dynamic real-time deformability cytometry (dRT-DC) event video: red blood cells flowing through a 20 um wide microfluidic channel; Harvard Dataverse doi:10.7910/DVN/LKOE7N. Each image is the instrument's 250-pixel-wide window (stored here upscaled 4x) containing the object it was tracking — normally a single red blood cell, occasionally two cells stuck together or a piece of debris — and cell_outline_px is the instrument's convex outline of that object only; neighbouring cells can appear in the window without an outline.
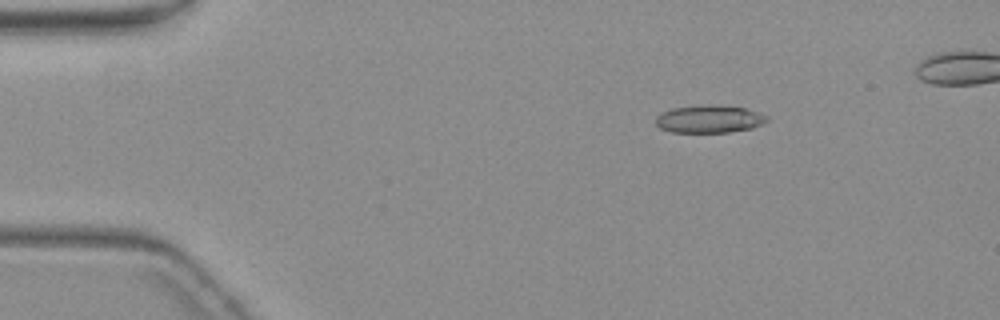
{"species": "common noctule bat (a hibernating species)", "species_latin": "Nyctalus noctula", "temperature_condition": "warm", "stored_images_in_passage": 4, "camera_frame_rate_fps": 3000, "um_per_image_px": 0.085, "animal": {"sex": "female", "body_mass_g": 19.3, "forearm_length_mm": 54.1}, "frame": {"image": 1, "passage_image": 1, "time_ms": 0.0, "image_size_px": [1000, 320], "cell_outline_px": [[768, 120], [764, 124], [752, 128], [728, 132], [672, 132], [660, 128], [656, 124], [656, 116], [672, 108], [700, 104], [720, 104], [744, 108], [768, 116]], "centroid_in_image_um": [60.3, 10.1], "position_along_channel_um": 24.7, "area_um2": 18.09}}
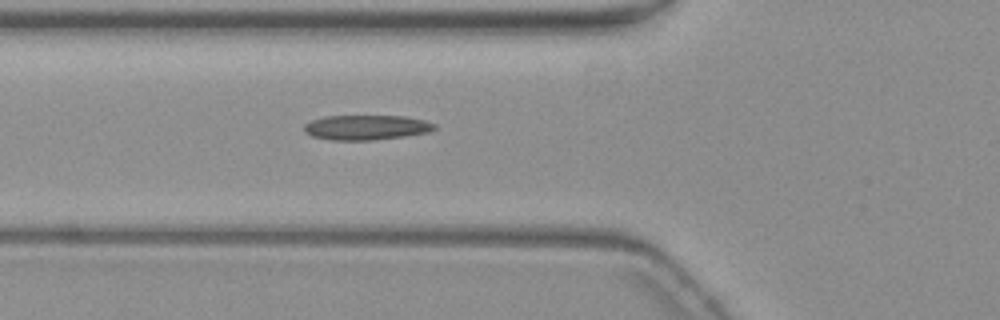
{"frame": {"image": 2, "passage_image": 4, "time_ms": 4.0, "image_size_px": [1000, 320], "cell_outline_px": [[436, 128], [428, 132], [404, 136], [372, 140], [332, 140], [312, 136], [304, 132], [304, 124], [312, 120], [324, 116], [408, 116], [424, 120], [436, 124]], "centroid_in_image_um": [31.13, 10.82], "position_along_channel_um": 94.7, "area_um2": 18.9}}